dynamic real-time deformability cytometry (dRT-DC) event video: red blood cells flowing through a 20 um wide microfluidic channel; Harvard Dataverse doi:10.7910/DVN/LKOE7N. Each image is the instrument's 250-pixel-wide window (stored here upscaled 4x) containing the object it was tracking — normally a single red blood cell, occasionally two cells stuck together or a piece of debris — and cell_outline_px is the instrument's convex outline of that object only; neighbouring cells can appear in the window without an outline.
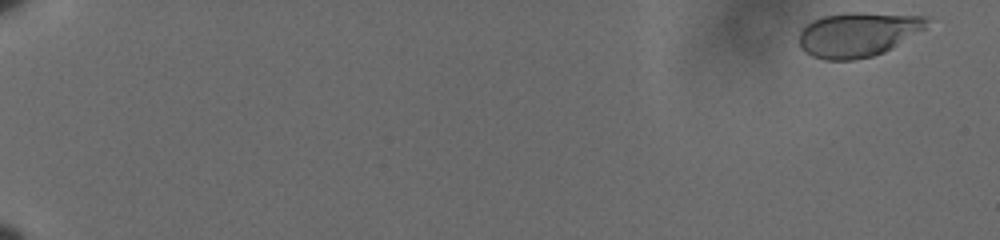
{"species": "human", "species_latin": "Homo sapiens", "temperature_condition": "cold", "stored_images_in_passage": 60, "camera_frame_rate_fps": 3000, "um_per_image_px": 0.085, "donor": {"sex": "male"}, "frame": {"image": 1, "passage_image": 2, "time_ms": 0.333, "image_size_px": [1000, 240], "cell_outline_px": [[928, 20], [924, 28], [892, 48], [884, 52], [872, 56], [852, 60], [824, 60], [812, 56], [804, 52], [800, 48], [800, 32], [812, 20], [824, 16], [852, 12], [860, 12], [924, 16]], "centroid_in_image_um": [72.88, 2.93], "position_along_channel_um": 12.1, "area_um2": 32.83}}
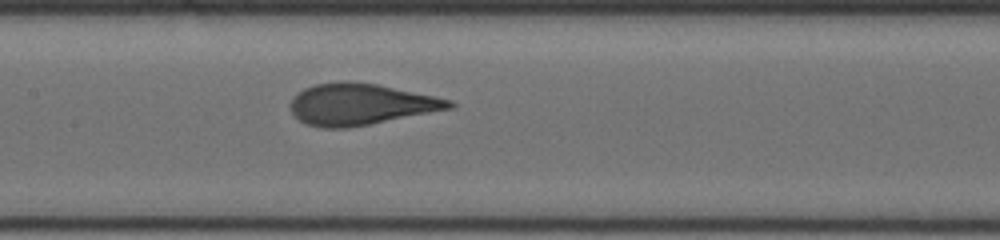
{"frame": {"image": 2, "passage_image": 33, "time_ms": 10.667, "image_size_px": [1000, 240], "cell_outline_px": [[456, 104], [452, 108], [348, 128], [320, 128], [304, 124], [292, 112], [292, 96], [296, 92], [304, 88], [316, 84], [344, 80], [348, 80], [376, 84], [452, 100]], "centroid_in_image_um": [30.6, 8.86], "position_along_channel_um": 176.8, "area_um2": 38.09}}
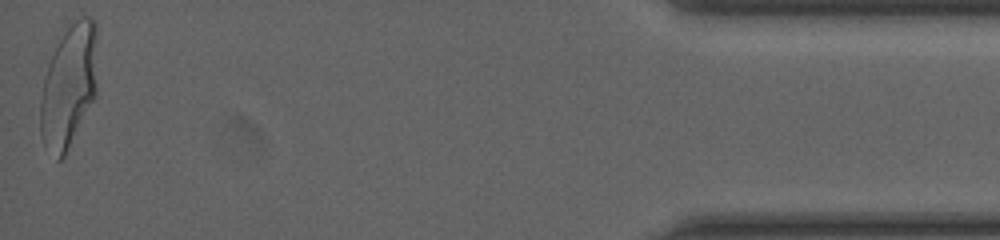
{"frame": {"image": 3, "passage_image": 60, "time_ms": 19.667, "image_size_px": [1000, 240], "cell_outline_px": [[96, 92], [64, 156], [60, 160], [56, 160], [40, 136], [40, 100], [44, 76], [48, 64], [68, 20], [80, 16], [88, 16], [96, 24]], "centroid_in_image_um": [5.83, 7.23], "position_along_channel_um": 429.4, "area_um2": 40.69}, "authors_computed_cell_mechanics": {"area_um2": 37.8879, "velocity_mm_per_s": 3.6007, "shape_relaxation_time_tau1_ms": 5.3853, "shape_relaxation_time_tau2_ms": null, "deformation_change_tau1": 0.2026, "deformation_change_tau2": null}}